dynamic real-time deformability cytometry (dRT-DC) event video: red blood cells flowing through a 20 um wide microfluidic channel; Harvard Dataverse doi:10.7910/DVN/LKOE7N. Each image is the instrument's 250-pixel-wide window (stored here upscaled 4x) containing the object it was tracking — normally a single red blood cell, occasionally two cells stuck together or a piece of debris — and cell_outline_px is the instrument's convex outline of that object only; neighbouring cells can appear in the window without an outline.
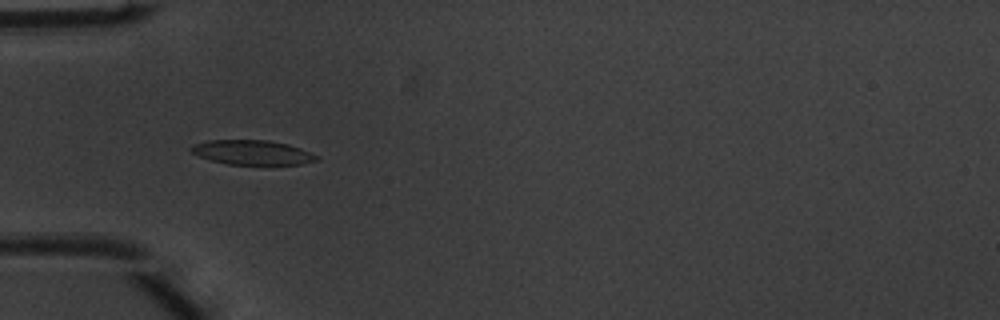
{"species": "common noctule bat (a hibernating species)", "species_latin": "Nyctalus noctula", "temperature_condition": "warm", "stored_images_in_passage": 51, "camera_frame_rate_fps": 3000, "um_per_image_px": 0.085, "animal": {"sex": "male", "body_mass_g": 20.1, "forearm_length_mm": 53.5}, "frame": {"image": 1, "passage_image": 17, "time_ms": 5.333, "image_size_px": [1000, 320], "cell_outline_px": [[320, 160], [300, 164], [228, 164], [212, 160], [200, 156], [192, 152], [188, 148], [192, 144], [208, 140], [268, 140], [288, 144], [300, 148], [320, 156]], "centroid_in_image_um": [21.46, 12.95], "position_along_channel_um": 63.5, "area_um2": 17.92}}
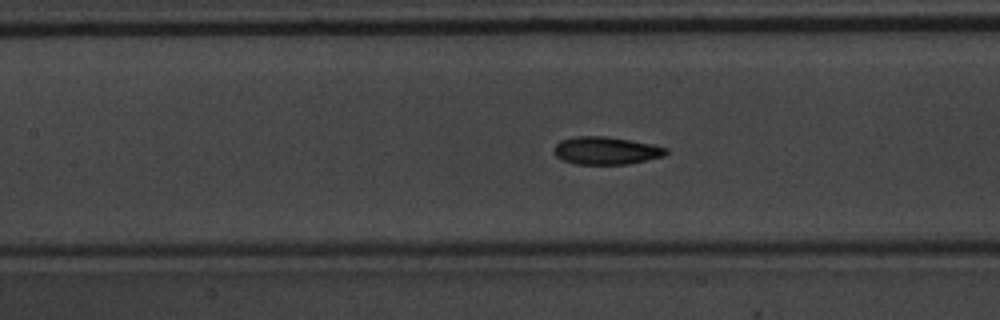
{"frame": {"image": 2, "passage_image": 24, "time_ms": 7.667, "image_size_px": [1000, 320], "cell_outline_px": [[668, 152], [664, 156], [628, 164], [576, 164], [564, 160], [556, 156], [552, 152], [552, 148], [560, 140], [576, 136], [604, 136], [632, 140], [652, 144], [668, 148]], "centroid_in_image_um": [51.5, 12.79], "position_along_channel_um": 155.9, "area_um2": 18.21}}
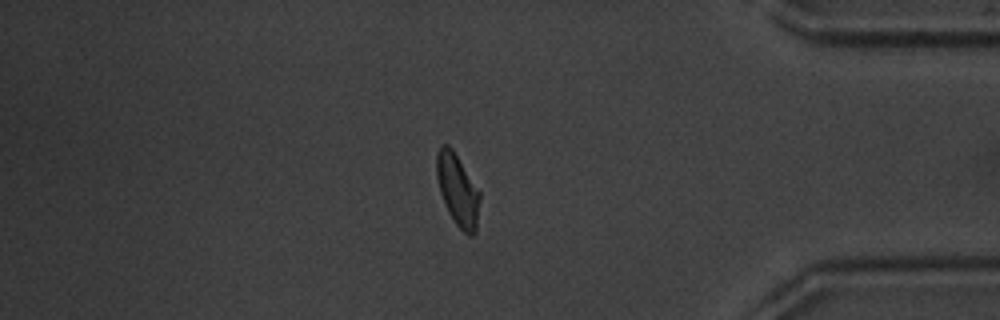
{"frame": {"image": 3, "passage_image": 44, "time_ms": 14.333, "image_size_px": [1000, 320], "cell_outline_px": [[480, 196], [476, 232], [472, 236], [468, 236], [456, 224], [448, 212], [440, 192], [436, 176], [436, 152], [440, 144], [448, 144], [452, 148], [480, 192]], "centroid_in_image_um": [38.88, 16.13], "position_along_channel_um": 396.3, "area_um2": 18.09}, "authors_computed_cell_mechanics": {"area_um2": 17.9758, "velocity_mm_per_s": 4.0202, "shape_relaxation_time_tau1_ms": 2.7372, "shape_relaxation_time_tau2_ms": 2.3546, "deformation_change_tau1": 0.14, "deformation_change_tau2": 0.0796}}